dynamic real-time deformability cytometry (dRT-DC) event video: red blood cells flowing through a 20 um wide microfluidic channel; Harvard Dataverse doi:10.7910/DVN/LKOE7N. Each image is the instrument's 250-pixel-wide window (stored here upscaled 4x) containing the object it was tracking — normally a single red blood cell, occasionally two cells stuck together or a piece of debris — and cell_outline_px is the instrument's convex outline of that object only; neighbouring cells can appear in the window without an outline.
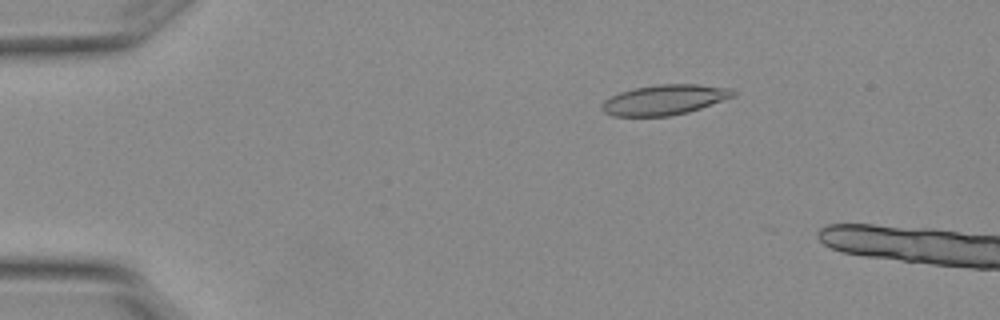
{"species": "Egyptian fruit bat (a non-hibernating species)", "species_latin": "Rousettus aegyptiacus", "temperature_condition": "warm", "stored_images_in_passage": 3, "camera_frame_rate_fps": 3000, "um_per_image_px": 0.085, "animal": {"sex": "female"}, "frame": {"image": 1, "passage_image": 1, "time_ms": 0.0, "image_size_px": [1000, 320], "cell_outline_px": [[736, 96], [688, 112], [668, 116], [612, 116], [604, 112], [600, 108], [600, 104], [604, 100], [620, 92], [636, 88], [656, 84], [700, 84], [732, 88], [736, 92]], "centroid_in_image_um": [56.49, 8.48], "position_along_channel_um": 28.5, "area_um2": 23.18}}